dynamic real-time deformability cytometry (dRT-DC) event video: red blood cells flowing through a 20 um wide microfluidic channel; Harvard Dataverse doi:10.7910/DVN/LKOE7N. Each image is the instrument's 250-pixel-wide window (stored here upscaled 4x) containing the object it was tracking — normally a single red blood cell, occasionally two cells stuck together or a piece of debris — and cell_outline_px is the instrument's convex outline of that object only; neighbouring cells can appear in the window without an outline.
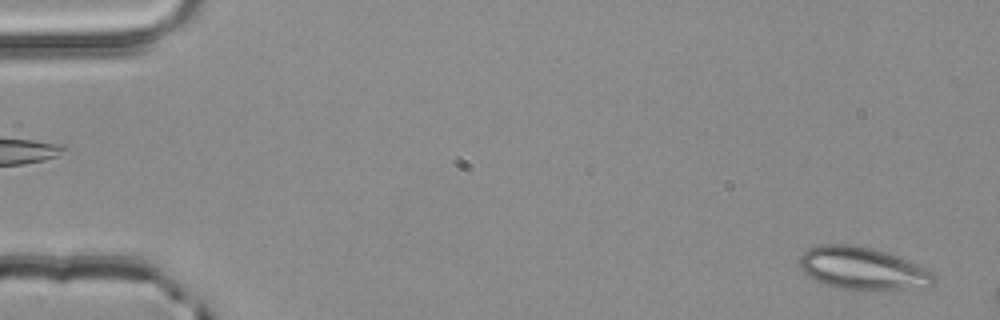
{"species": "common noctule bat (a hibernating species)", "species_latin": "Nyctalus noctula", "temperature_condition": "room temperature", "stored_images_in_passage": 2, "camera_frame_rate_fps": 3000, "um_per_image_px": 0.085, "animal": {"sex": "male", "body_mass_g": 20.4}, "frame": {"image": 1, "passage_image": 2, "time_ms": 0.333, "image_size_px": [1000, 320], "cell_outline_px": [[936, 280], [928, 288], [832, 288], [816, 280], [804, 272], [800, 268], [800, 256], [808, 248], [820, 244], [848, 244], [872, 248], [908, 260], [932, 272], [936, 276]], "centroid_in_image_um": [73.3, 22.8], "position_along_channel_um": 11.7, "area_um2": 32.71}}